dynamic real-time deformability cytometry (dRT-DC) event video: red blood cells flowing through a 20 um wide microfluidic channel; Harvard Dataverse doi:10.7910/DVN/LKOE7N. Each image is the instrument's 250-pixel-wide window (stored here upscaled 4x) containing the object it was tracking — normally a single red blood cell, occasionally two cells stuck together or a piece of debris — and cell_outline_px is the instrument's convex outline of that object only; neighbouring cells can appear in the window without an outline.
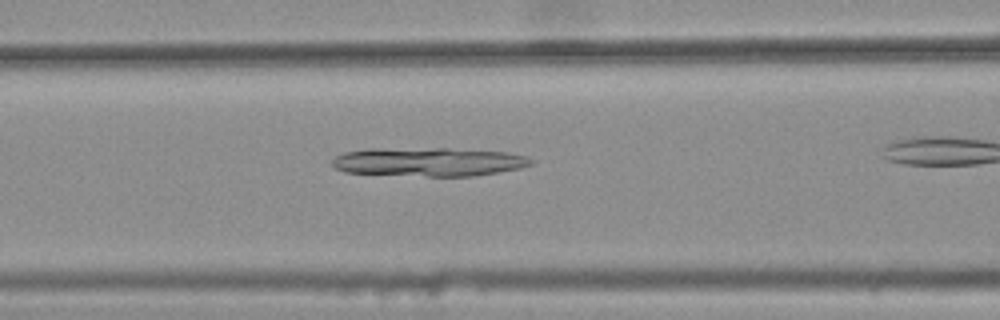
{"species": "common noctule bat (a hibernating species)", "species_latin": "Nyctalus noctula", "temperature_condition": "warm", "stored_images_in_passage": 37, "camera_frame_rate_fps": 3000, "um_per_image_px": 0.085, "animal": {"sex": "female", "body_mass_g": 25.1}, "frame": {"image": 1, "passage_image": 16, "time_ms": 5.0, "image_size_px": [1000, 320], "cell_outline_px": [[536, 160], [532, 164], [520, 168], [472, 176], [428, 176], [344, 172], [336, 168], [332, 164], [332, 160], [336, 156], [344, 152], [368, 148], [448, 148], [508, 152], [528, 156]], "centroid_in_image_um": [36.46, 13.74], "position_along_channel_um": 130.1, "area_um2": 33.47}}
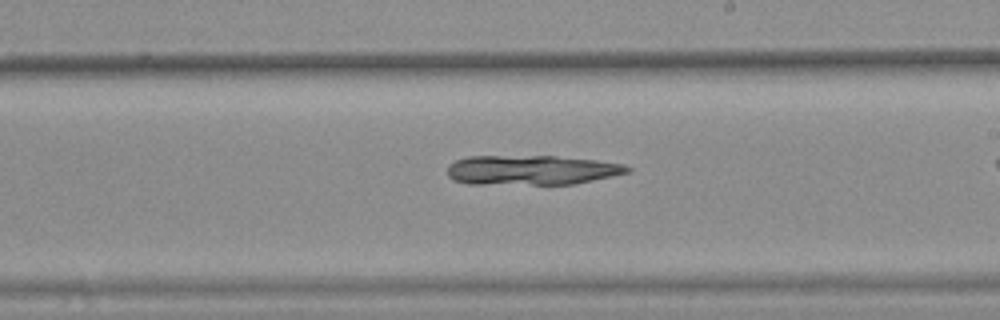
{"frame": {"image": 2, "passage_image": 25, "time_ms": 8.0, "image_size_px": [1000, 320], "cell_outline_px": [[632, 172], [576, 184], [468, 184], [452, 180], [448, 176], [448, 164], [456, 160], [468, 156], [556, 156], [596, 160], [624, 164], [632, 168]], "centroid_in_image_um": [45.2, 14.46], "position_along_channel_um": 243.8, "area_um2": 31.5}}
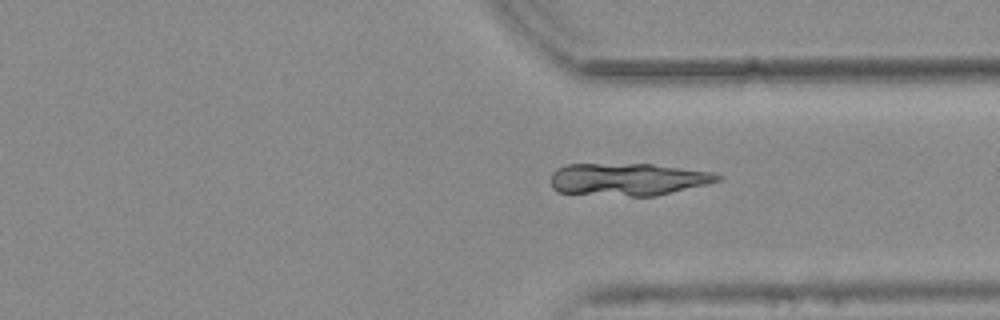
{"frame": {"image": 3, "passage_image": 34, "time_ms": 11.0, "image_size_px": [1000, 320], "cell_outline_px": [[724, 180], [708, 184], [656, 196], [632, 196], [556, 192], [552, 188], [552, 172], [556, 168], [564, 164], [652, 164], [712, 172], [724, 176]], "centroid_in_image_um": [53.4, 15.24], "position_along_channel_um": 358.0, "area_um2": 31.73}}